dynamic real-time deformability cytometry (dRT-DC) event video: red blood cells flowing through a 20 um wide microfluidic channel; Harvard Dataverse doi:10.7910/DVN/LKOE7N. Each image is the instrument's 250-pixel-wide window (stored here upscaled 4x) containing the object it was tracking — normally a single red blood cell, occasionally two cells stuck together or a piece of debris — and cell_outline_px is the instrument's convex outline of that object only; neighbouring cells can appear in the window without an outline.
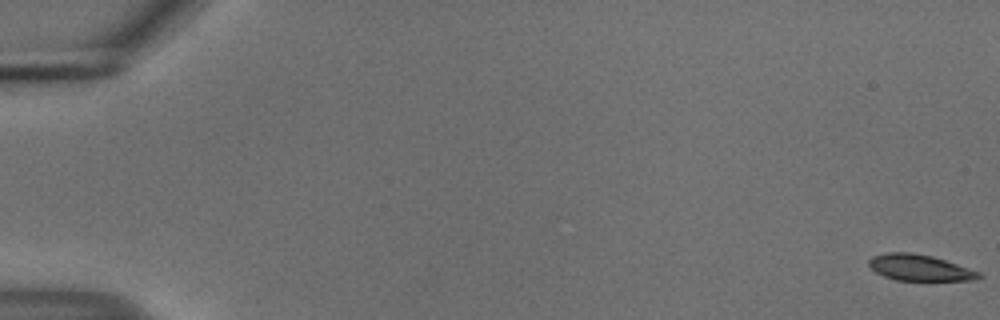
{"species": "common noctule bat (a hibernating species)", "species_latin": "Nyctalus noctula", "temperature_condition": "cold", "stored_images_in_passage": 56, "camera_frame_rate_fps": 3000, "um_per_image_px": 0.085, "animal": {"sex": "male", "body_mass_g": 18.8}, "frame": {"image": 1, "passage_image": 1, "time_ms": 0.0, "image_size_px": [1000, 320], "cell_outline_px": [[984, 276], [976, 280], [896, 280], [884, 276], [876, 272], [868, 264], [868, 260], [872, 256], [888, 252], [912, 252], [932, 256], [980, 272]], "centroid_in_image_um": [78.16, 22.75], "position_along_channel_um": 6.8, "area_um2": 16.65}}
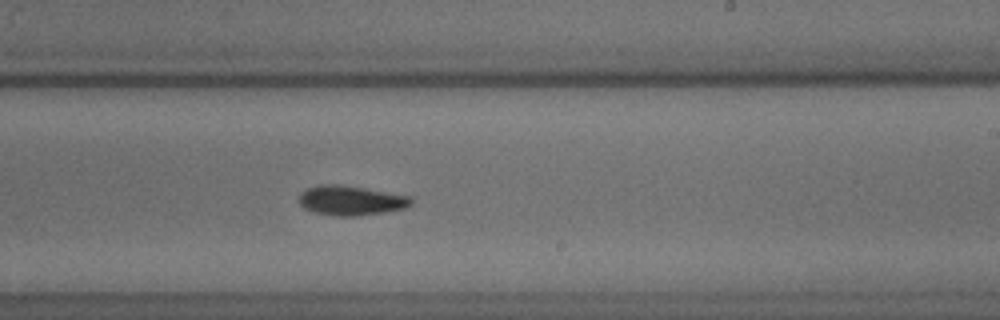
{"frame": {"image": 2, "passage_image": 35, "time_ms": 11.333, "image_size_px": [1000, 320], "cell_outline_px": [[412, 204], [404, 208], [384, 212], [356, 216], [336, 216], [316, 212], [304, 208], [300, 204], [300, 192], [308, 188], [320, 184], [336, 184], [364, 188], [412, 196]], "centroid_in_image_um": [29.84, 17.03], "position_along_channel_um": 259.2, "area_um2": 19.25}}
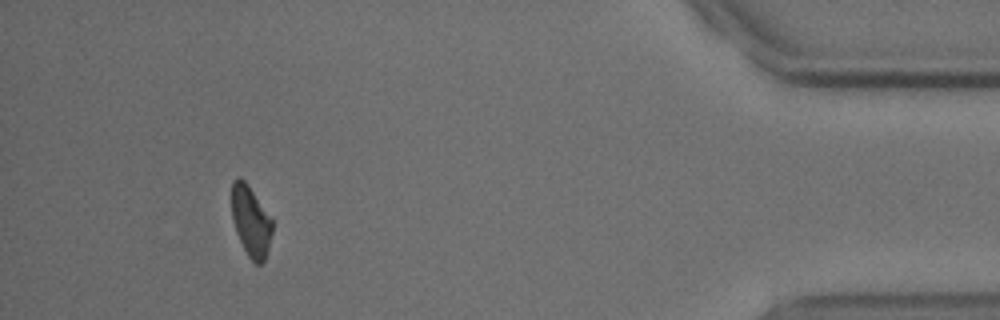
{"frame": {"image": 3, "passage_image": 52, "time_ms": 17.0, "image_size_px": [1000, 320], "cell_outline_px": [[272, 232], [268, 248], [264, 260], [260, 264], [256, 264], [248, 256], [236, 232], [232, 216], [232, 180], [240, 176], [248, 184], [272, 220]], "centroid_in_image_um": [21.31, 18.78], "position_along_channel_um": 413.9, "area_um2": 16.42}, "authors_computed_cell_mechanics": {"area_um2": 18.3515, "velocity_mm_per_s": 3.6983, "shape_relaxation_time_tau1_ms": 4.3864, "shape_relaxation_time_tau2_ms": null, "deformation_change_tau1": 0.1117, "deformation_change_tau2": null}}